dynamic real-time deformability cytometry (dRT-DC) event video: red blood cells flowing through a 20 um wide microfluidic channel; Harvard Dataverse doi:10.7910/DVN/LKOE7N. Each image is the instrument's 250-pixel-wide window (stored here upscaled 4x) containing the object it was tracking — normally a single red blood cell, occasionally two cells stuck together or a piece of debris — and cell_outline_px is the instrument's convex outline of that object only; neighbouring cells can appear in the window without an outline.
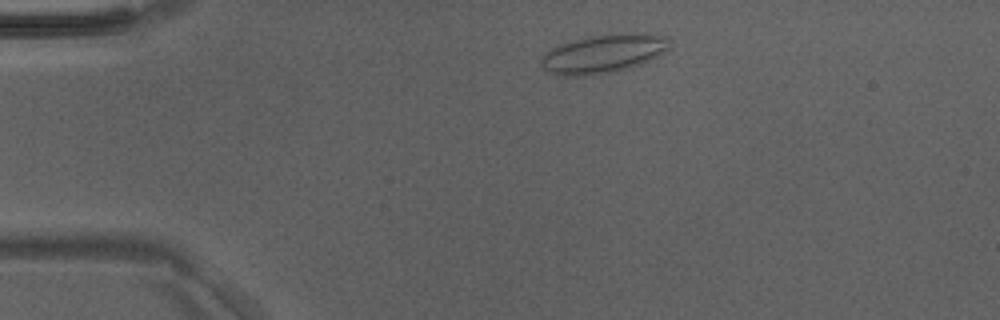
{"species": "Egyptian fruit bat (a non-hibernating species)", "species_latin": "Rousettus aegyptiacus", "temperature_condition": "room temperature", "stored_images_in_passage": 42, "camera_frame_rate_fps": 3000, "um_per_image_px": 0.085, "animal": {"sex": "male"}, "frame": {"image": 1, "passage_image": 4, "time_ms": 1.0, "image_size_px": [1000, 320], "cell_outline_px": [[672, 40], [668, 48], [660, 56], [644, 64], [608, 72], [584, 76], [560, 76], [544, 68], [540, 60], [540, 56], [556, 44], [588, 36], [608, 32], [644, 32], [668, 36]], "centroid_in_image_um": [51.34, 4.51], "position_along_channel_um": 33.7, "area_um2": 29.82}}
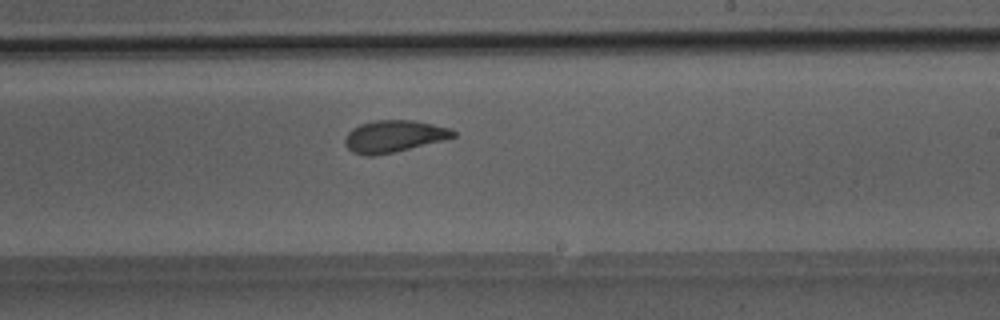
{"frame": {"image": 2, "passage_image": 23, "time_ms": 7.333, "image_size_px": [1000, 320], "cell_outline_px": [[456, 136], [444, 140], [376, 156], [364, 156], [352, 152], [344, 144], [344, 140], [348, 132], [352, 128], [360, 124], [376, 120], [416, 120], [452, 128], [456, 132]], "centroid_in_image_um": [33.48, 11.58], "position_along_channel_um": 255.5, "area_um2": 20.35}}
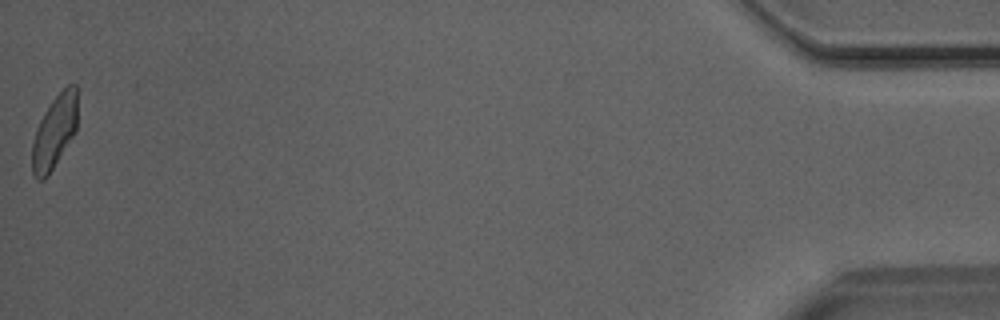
{"frame": {"image": 3, "passage_image": 42, "time_ms": 13.667, "image_size_px": [1000, 320], "cell_outline_px": [[76, 132], [48, 176], [44, 180], [36, 180], [32, 172], [32, 144], [36, 128], [44, 112], [52, 100], [68, 84], [76, 84]], "centroid_in_image_um": [4.61, 11.24], "position_along_channel_um": 430.6, "area_um2": 19.31}}